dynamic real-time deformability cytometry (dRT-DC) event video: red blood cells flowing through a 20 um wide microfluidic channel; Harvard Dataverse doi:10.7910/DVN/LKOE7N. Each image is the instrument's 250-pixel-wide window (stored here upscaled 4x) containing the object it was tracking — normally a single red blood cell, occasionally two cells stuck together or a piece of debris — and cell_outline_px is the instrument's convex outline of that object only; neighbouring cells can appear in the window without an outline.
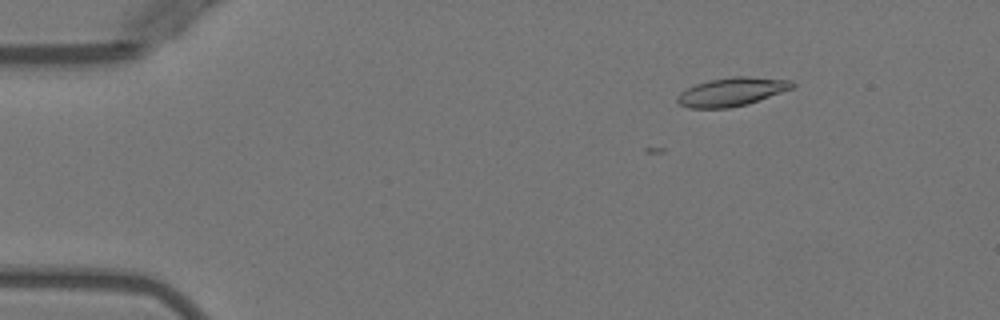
{"species": "Egyptian fruit bat (a non-hibernating species)", "species_latin": "Rousettus aegyptiacus", "temperature_condition": "warm", "stored_images_in_passage": 7, "camera_frame_rate_fps": 3000, "um_per_image_px": 0.085, "animal": {"sex": "female"}, "frame": {"image": 1, "passage_image": 2, "time_ms": 1.333, "image_size_px": [1000, 320], "cell_outline_px": [[796, 84], [792, 88], [748, 104], [728, 108], [688, 108], [680, 104], [676, 100], [676, 96], [680, 92], [696, 84], [708, 80], [732, 76], [748, 76], [792, 80]], "centroid_in_image_um": [62.19, 7.8], "position_along_channel_um": 22.8, "area_um2": 19.13}}
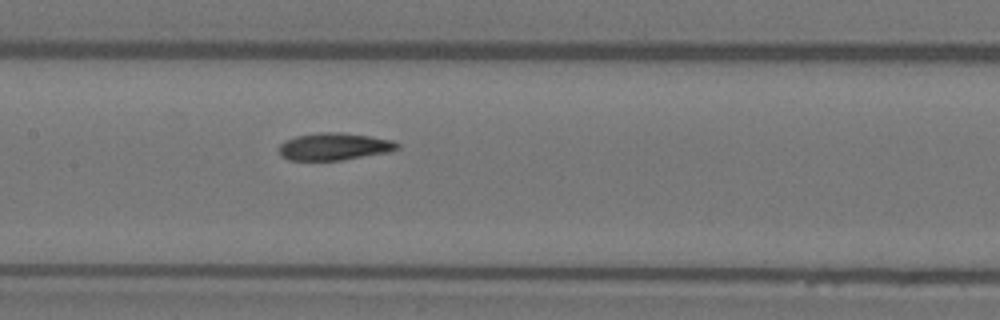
{"frame": {"image": 2, "passage_image": 7, "time_ms": 7.333, "image_size_px": [1000, 320], "cell_outline_px": [[400, 148], [388, 152], [340, 160], [288, 160], [280, 156], [280, 144], [284, 140], [296, 136], [320, 132], [340, 132], [368, 136], [392, 140], [400, 144]], "centroid_in_image_um": [28.39, 12.45], "position_along_channel_um": 179.0, "area_um2": 18.73}}